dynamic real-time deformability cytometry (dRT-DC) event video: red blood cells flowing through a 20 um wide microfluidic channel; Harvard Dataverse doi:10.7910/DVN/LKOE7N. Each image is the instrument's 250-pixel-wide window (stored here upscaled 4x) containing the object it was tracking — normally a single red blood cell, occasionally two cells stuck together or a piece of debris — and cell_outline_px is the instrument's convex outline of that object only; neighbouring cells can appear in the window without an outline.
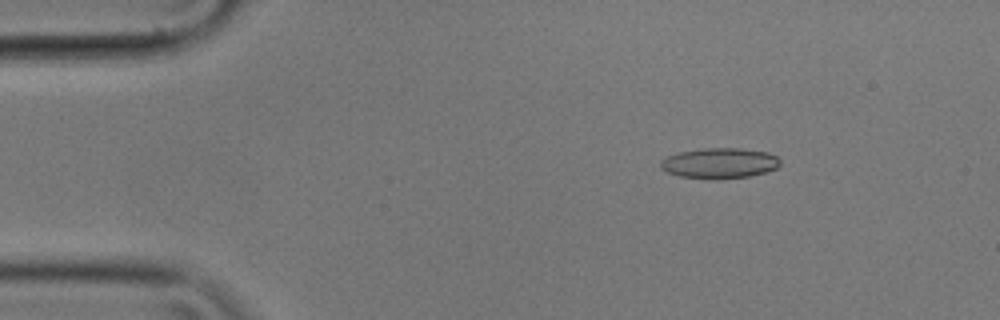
{"species": "common noctule bat (a hibernating species)", "species_latin": "Nyctalus noctula", "temperature_condition": "cold", "stored_images_in_passage": 56, "camera_frame_rate_fps": 3000, "um_per_image_px": 0.085, "animal": {"sex": "male", "body_mass_g": 17.9}, "frame": {"image": 1, "passage_image": 8, "time_ms": 2.333, "image_size_px": [1000, 320], "cell_outline_px": [[780, 164], [776, 168], [764, 172], [748, 176], [716, 180], [680, 176], [668, 172], [660, 168], [660, 160], [668, 156], [680, 152], [704, 148], [740, 148], [768, 152], [776, 156], [780, 160]], "centroid_in_image_um": [61.15, 13.87], "position_along_channel_um": 23.8, "area_um2": 21.21}}
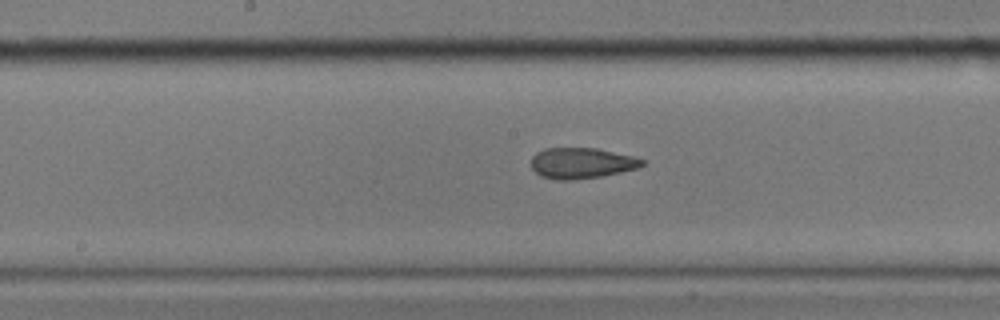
{"frame": {"image": 2, "passage_image": 28, "time_ms": 9.0, "image_size_px": [1000, 320], "cell_outline_px": [[644, 164], [636, 168], [620, 172], [600, 176], [572, 180], [556, 180], [540, 176], [532, 168], [532, 156], [536, 152], [544, 148], [596, 148], [632, 156], [644, 160]], "centroid_in_image_um": [49.39, 13.86], "position_along_channel_um": 198.8, "area_um2": 19.77}}
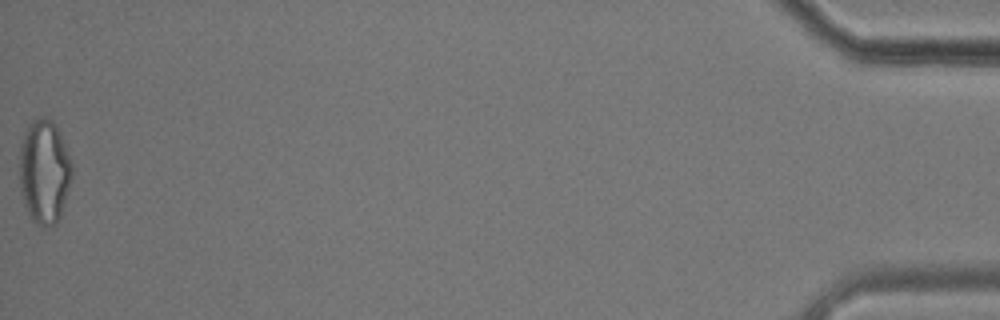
{"frame": {"image": 3, "passage_image": 56, "time_ms": 18.333, "image_size_px": [1000, 320], "cell_outline_px": [[72, 176], [60, 216], [56, 224], [44, 228], [36, 224], [32, 220], [24, 204], [20, 192], [20, 144], [24, 132], [32, 120], [44, 116], [52, 120], [60, 132], [72, 164]], "centroid_in_image_um": [3.75, 14.59], "position_along_channel_um": 431.4, "area_um2": 31.96}, "authors_computed_cell_mechanics": {"area_um2": 21.1259, "velocity_mm_per_s": 3.551, "shape_relaxation_time_tau1_ms": null, "shape_relaxation_time_tau2_ms": 2.718, "deformation_change_tau1": null, "deformation_change_tau2": 0.0995}}